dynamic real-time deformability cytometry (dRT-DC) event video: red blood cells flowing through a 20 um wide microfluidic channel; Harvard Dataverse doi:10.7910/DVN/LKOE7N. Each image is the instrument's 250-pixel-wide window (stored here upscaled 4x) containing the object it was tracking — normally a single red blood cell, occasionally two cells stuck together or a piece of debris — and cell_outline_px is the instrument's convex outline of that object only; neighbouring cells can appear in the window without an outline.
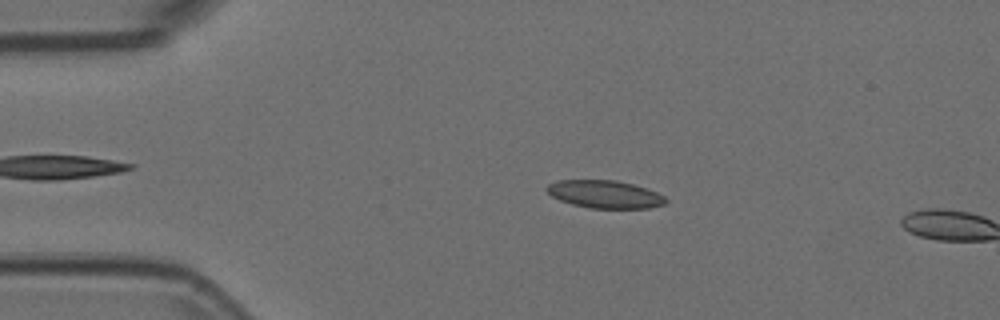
{"species": "Egyptian fruit bat (a non-hibernating species)", "species_latin": "Rousettus aegyptiacus", "temperature_condition": "room temperature", "stored_images_in_passage": 12, "camera_frame_rate_fps": 3000, "um_per_image_px": 0.085, "animal": {"sex": "female"}, "frame": {"image": 1, "passage_image": 10, "time_ms": 3.0, "image_size_px": [1000, 320], "cell_outline_px": [[668, 200], [664, 204], [648, 208], [588, 208], [572, 204], [560, 200], [552, 196], [544, 188], [548, 184], [556, 180], [616, 180], [632, 184], [656, 192], [664, 196]], "centroid_in_image_um": [51.38, 16.51], "position_along_channel_um": 33.6, "area_um2": 19.19}}